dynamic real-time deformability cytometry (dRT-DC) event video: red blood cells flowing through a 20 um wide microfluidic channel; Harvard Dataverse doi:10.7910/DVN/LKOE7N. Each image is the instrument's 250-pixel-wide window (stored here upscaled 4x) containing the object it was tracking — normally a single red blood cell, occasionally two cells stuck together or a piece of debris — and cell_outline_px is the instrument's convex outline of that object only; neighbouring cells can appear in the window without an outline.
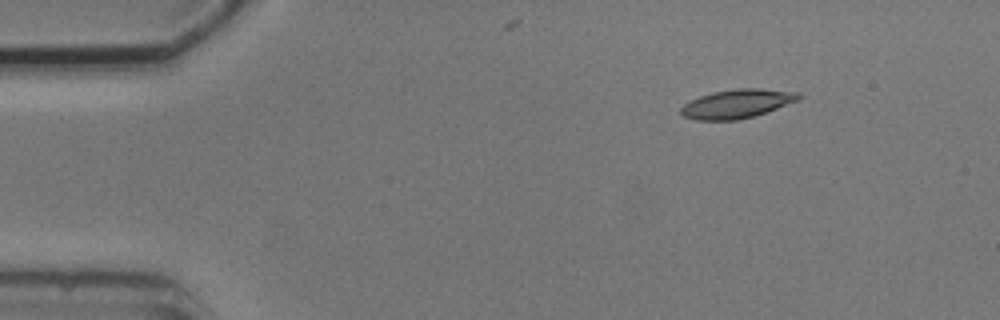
{"species": "common noctule bat (a hibernating species)", "species_latin": "Nyctalus noctula", "temperature_condition": "cold", "stored_images_in_passage": 3, "camera_frame_rate_fps": 3000, "um_per_image_px": 0.085, "animal": {"sex": "male", "body_mass_g": 20.5, "forearm_length_mm": 52.5}, "frame": {"image": 1, "passage_image": 3, "time_ms": 2.333, "image_size_px": [1000, 320], "cell_outline_px": [[804, 96], [800, 100], [752, 116], [736, 120], [696, 120], [684, 116], [680, 112], [680, 108], [684, 104], [700, 96], [712, 92], [736, 88], [760, 88], [800, 92]], "centroid_in_image_um": [62.68, 8.8], "position_along_channel_um": 22.3, "area_um2": 19.77}}